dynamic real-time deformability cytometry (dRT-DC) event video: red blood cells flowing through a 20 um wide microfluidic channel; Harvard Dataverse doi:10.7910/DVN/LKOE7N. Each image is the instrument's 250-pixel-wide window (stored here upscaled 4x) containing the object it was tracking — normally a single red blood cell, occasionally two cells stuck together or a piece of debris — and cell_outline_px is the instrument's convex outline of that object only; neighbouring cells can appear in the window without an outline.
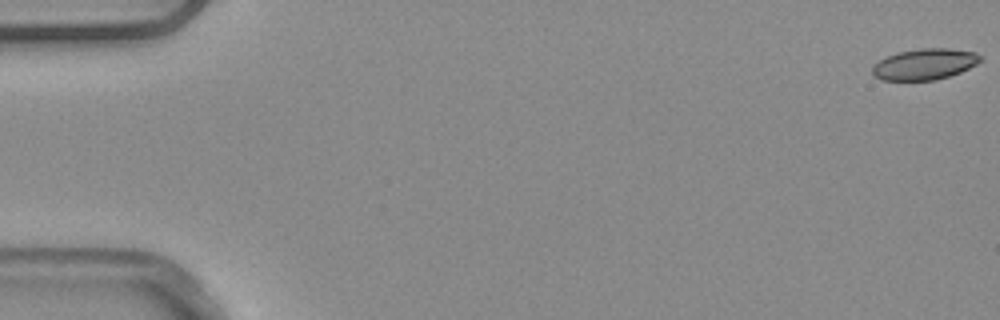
{"species": "common noctule bat (a hibernating species)", "species_latin": "Nyctalus noctula", "temperature_condition": "warm", "stored_images_in_passage": 8, "camera_frame_rate_fps": 3000, "um_per_image_px": 0.085, "animal": {"sex": "male", "body_mass_g": 20.4}, "frame": {"image": 1, "passage_image": 1, "time_ms": 0.0, "image_size_px": [1000, 320], "cell_outline_px": [[984, 60], [960, 72], [936, 80], [880, 80], [872, 72], [872, 68], [880, 60], [888, 56], [900, 52], [920, 48], [948, 48], [976, 52]], "centroid_in_image_um": [78.63, 5.45], "position_along_channel_um": 6.4, "area_um2": 19.36}}
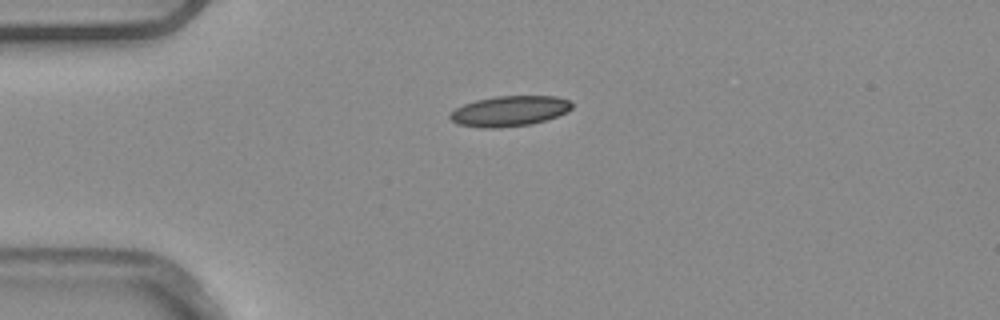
{"frame": {"image": 2, "passage_image": 4, "time_ms": 1.0, "image_size_px": [1000, 320], "cell_outline_px": [[572, 108], [568, 112], [532, 124], [500, 128], [484, 128], [456, 124], [448, 116], [456, 108], [464, 104], [476, 100], [496, 96], [556, 96], [568, 100], [572, 104]], "centroid_in_image_um": [43.3, 9.44], "position_along_channel_um": 41.7, "area_um2": 21.56}}
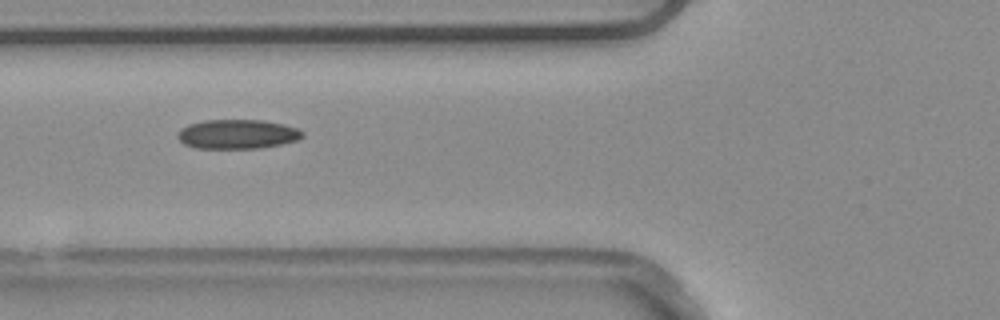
{"frame": {"image": 3, "passage_image": 6, "time_ms": 1.667, "image_size_px": [1000, 320], "cell_outline_px": [[304, 136], [296, 140], [280, 144], [260, 148], [196, 148], [184, 144], [176, 136], [180, 128], [188, 124], [204, 120], [264, 120], [284, 124], [296, 128], [304, 132]], "centroid_in_image_um": [20.16, 11.39], "position_along_channel_um": 105.6, "area_um2": 21.39}}